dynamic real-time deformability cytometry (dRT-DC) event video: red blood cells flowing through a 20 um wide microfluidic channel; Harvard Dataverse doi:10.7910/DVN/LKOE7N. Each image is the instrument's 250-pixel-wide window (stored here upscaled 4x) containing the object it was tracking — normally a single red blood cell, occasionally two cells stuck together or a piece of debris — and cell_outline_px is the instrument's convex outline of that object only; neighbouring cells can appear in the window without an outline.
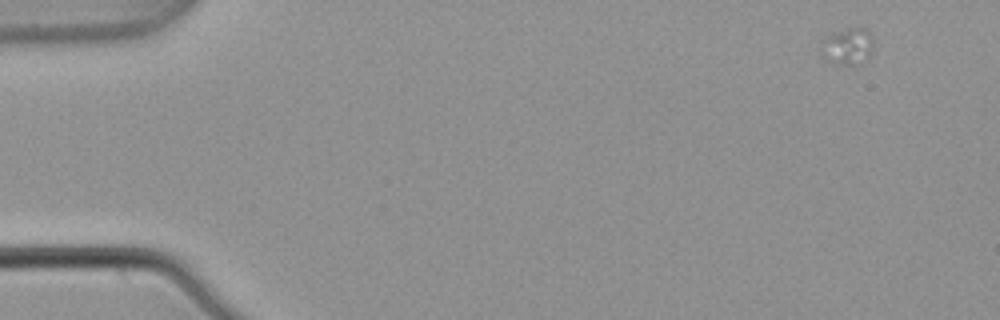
{"species": "common noctule bat (a hibernating species)", "species_latin": "Nyctalus noctula", "temperature_condition": "warm", "stored_images_in_passage": 4, "camera_frame_rate_fps": 3000, "um_per_image_px": 0.085, "animal": {"sex": "male", "body_mass_g": 21.5, "forearm_length_mm": 52.0}, "frame": {"image": 1, "passage_image": 1, "time_ms": 0.0, "image_size_px": [1000, 320], "cell_outline_px": [[872, 48], [868, 56], [852, 64], [836, 64], [820, 52], [824, 40], [832, 32], [848, 28], [864, 28], [872, 36]], "centroid_in_image_um": [72.04, 3.89], "position_along_channel_um": 13.0, "area_um2": 10.58}}